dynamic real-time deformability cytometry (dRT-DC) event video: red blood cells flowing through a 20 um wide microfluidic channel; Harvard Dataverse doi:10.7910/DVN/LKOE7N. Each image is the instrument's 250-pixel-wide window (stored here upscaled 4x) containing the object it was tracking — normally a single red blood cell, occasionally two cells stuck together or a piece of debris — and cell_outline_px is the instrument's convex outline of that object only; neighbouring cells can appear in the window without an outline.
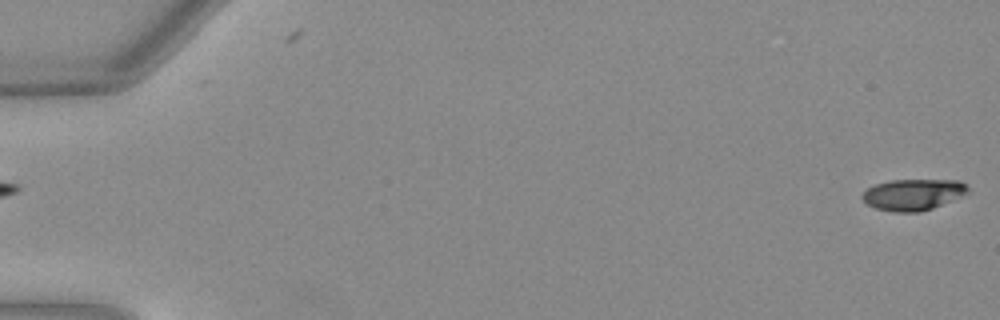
{"species": "Egyptian fruit bat (a non-hibernating species)", "species_latin": "Rousettus aegyptiacus", "temperature_condition": "warm", "stored_images_in_passage": 6, "camera_frame_rate_fps": 3000, "um_per_image_px": 0.085, "animal": {"sex": "female"}, "frame": {"image": 1, "passage_image": 1, "time_ms": 0.0, "image_size_px": [1000, 320], "cell_outline_px": [[968, 192], [932, 208], [916, 212], [896, 212], [876, 208], [868, 204], [860, 196], [868, 188], [876, 184], [888, 180], [960, 180], [968, 188]], "centroid_in_image_um": [77.58, 16.52], "position_along_channel_um": 7.4, "area_um2": 18.84}}